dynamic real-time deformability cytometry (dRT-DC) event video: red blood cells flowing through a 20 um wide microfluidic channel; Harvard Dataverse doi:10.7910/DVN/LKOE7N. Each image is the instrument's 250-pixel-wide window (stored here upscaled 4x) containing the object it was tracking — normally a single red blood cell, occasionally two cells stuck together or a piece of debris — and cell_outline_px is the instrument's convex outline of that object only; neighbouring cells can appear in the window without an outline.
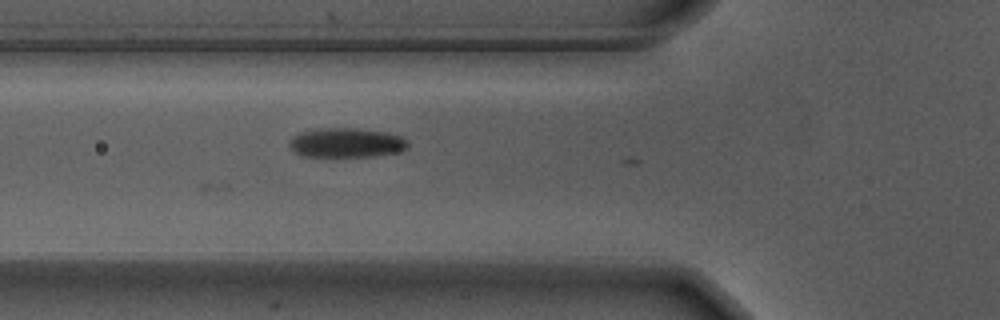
{"species": "Egyptian fruit bat (a non-hibernating species)", "species_latin": "Rousettus aegyptiacus", "temperature_condition": "warm", "stored_images_in_passage": 16, "camera_frame_rate_fps": 3000, "um_per_image_px": 0.085, "animal": {"sex": "male"}, "frame": {"image": 1, "passage_image": 13, "time_ms": 4.0, "image_size_px": [1000, 320], "cell_outline_px": [[408, 148], [400, 152], [372, 156], [336, 160], [300, 156], [288, 144], [288, 140], [292, 136], [300, 132], [312, 128], [352, 128], [384, 132], [404, 136], [408, 140]], "centroid_in_image_um": [29.4, 12.18], "position_along_channel_um": 96.4, "area_um2": 21.62}}